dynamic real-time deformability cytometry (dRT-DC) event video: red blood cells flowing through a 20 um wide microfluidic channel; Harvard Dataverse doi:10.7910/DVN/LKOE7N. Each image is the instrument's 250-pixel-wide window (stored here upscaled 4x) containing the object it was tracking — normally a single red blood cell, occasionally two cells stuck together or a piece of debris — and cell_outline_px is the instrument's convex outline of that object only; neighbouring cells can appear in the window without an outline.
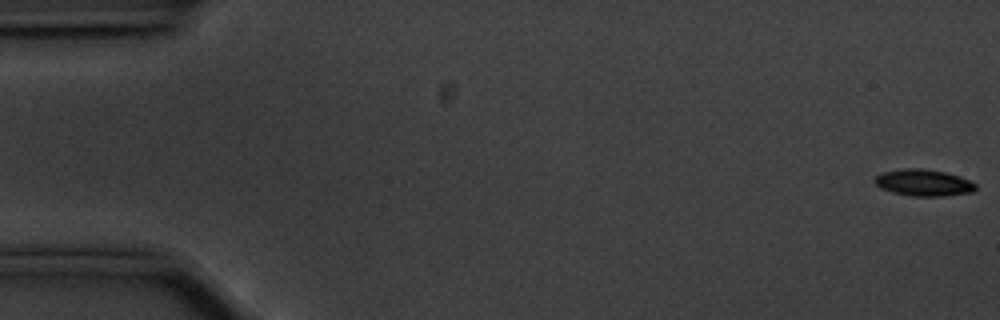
{"species": "common noctule bat (a hibernating species)", "species_latin": "Nyctalus noctula", "temperature_condition": "cold", "stored_images_in_passage": 57, "camera_frame_rate_fps": 3000, "um_per_image_px": 0.085, "animal": {"sex": "male", "body_mass_g": 20.1, "forearm_length_mm": 53.5}, "frame": {"image": 1, "passage_image": 1, "time_ms": 0.0, "image_size_px": [1000, 320], "cell_outline_px": [[976, 188], [972, 192], [944, 196], [912, 196], [892, 192], [880, 188], [872, 180], [880, 172], [904, 168], [920, 168], [944, 172], [960, 176], [976, 184]], "centroid_in_image_um": [78.46, 15.52], "position_along_channel_um": 6.5, "area_um2": 15.72}}
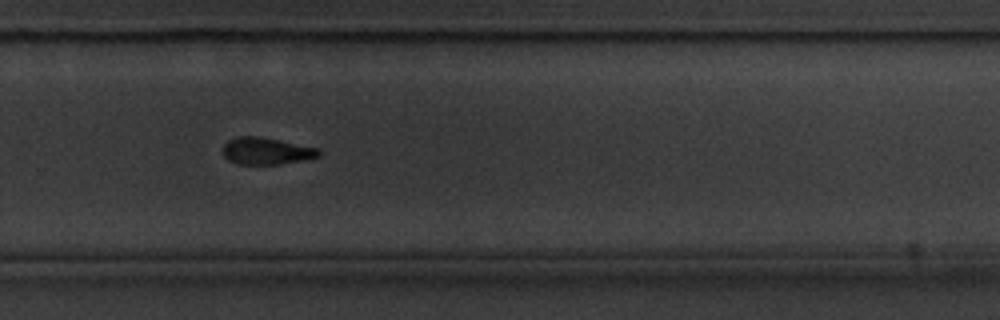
{"frame": {"image": 2, "passage_image": 38, "time_ms": 12.333, "image_size_px": [1000, 320], "cell_outline_px": [[320, 156], [304, 160], [280, 164], [236, 164], [228, 160], [224, 156], [224, 144], [228, 140], [240, 136], [260, 136], [320, 148]], "centroid_in_image_um": [22.66, 12.83], "position_along_channel_um": 307.1, "area_um2": 15.14}}
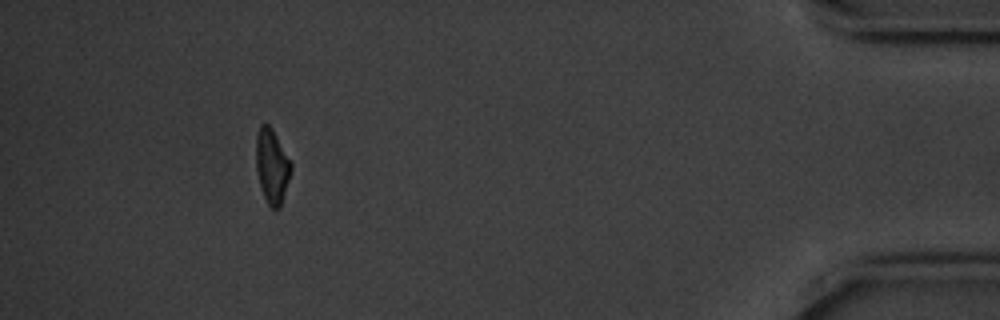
{"frame": {"image": 3, "passage_image": 52, "time_ms": 17.0, "image_size_px": [1000, 320], "cell_outline_px": [[292, 168], [280, 208], [272, 208], [268, 204], [260, 188], [256, 168], [256, 136], [260, 124], [268, 124], [272, 128], [292, 164]], "centroid_in_image_um": [23.1, 14.11], "position_along_channel_um": 412.1, "area_um2": 15.09}, "authors_computed_cell_mechanics": {"area_um2": 15.895, "velocity_mm_per_s": 3.5524, "shape_relaxation_time_tau1_ms": 2.6736, "shape_relaxation_time_tau2_ms": null, "deformation_change_tau1": 0.107, "deformation_change_tau2": null}}